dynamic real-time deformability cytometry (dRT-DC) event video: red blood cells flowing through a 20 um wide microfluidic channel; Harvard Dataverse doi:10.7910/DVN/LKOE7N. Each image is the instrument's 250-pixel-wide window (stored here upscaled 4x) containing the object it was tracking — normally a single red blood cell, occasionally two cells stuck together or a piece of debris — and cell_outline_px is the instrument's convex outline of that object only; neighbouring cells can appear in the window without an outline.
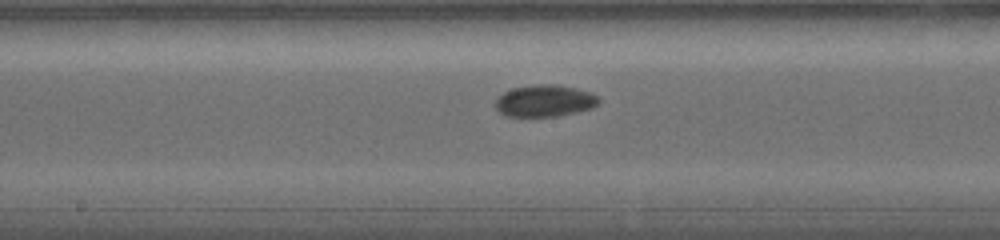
{"species": "common noctule bat (a hibernating species)", "species_latin": "Nyctalus noctula", "temperature_condition": "warm", "stored_images_in_passage": 16, "camera_frame_rate_fps": 5000, "um_per_image_px": 0.085, "animal": {"sex": "female", "body_mass_g": 19.0, "forearm_length_mm": 56.7}, "frame": {"image": 1, "passage_image": 12, "time_ms": 7.2, "image_size_px": [1000, 240], "cell_outline_px": [[600, 104], [592, 108], [576, 112], [556, 116], [504, 116], [496, 108], [496, 100], [504, 92], [512, 88], [540, 84], [556, 84], [592, 92], [600, 100]], "centroid_in_image_um": [46.33, 8.57], "position_along_channel_um": 201.9, "area_um2": 19.07}}
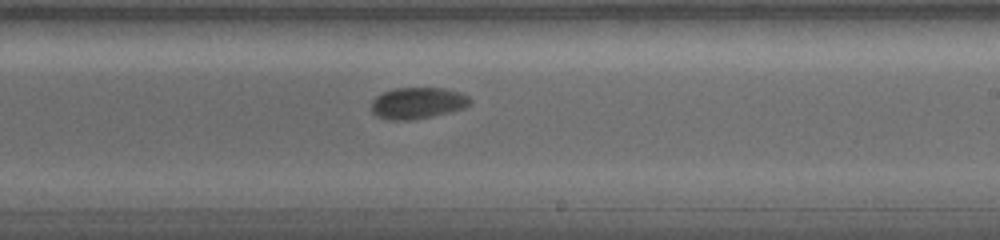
{"frame": {"image": 2, "passage_image": 14, "time_ms": 8.6, "image_size_px": [1000, 240], "cell_outline_px": [[472, 104], [464, 108], [432, 116], [412, 120], [388, 120], [376, 116], [372, 112], [372, 100], [376, 96], [392, 88], [444, 88], [460, 92], [468, 96], [472, 100]], "centroid_in_image_um": [35.5, 8.76], "position_along_channel_um": 253.5, "area_um2": 18.21}}
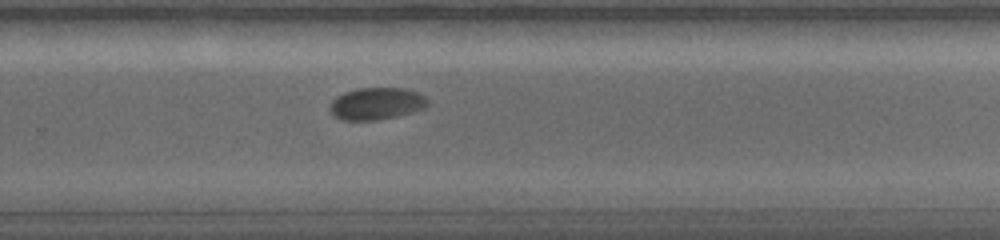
{"frame": {"image": 3, "passage_image": 16, "time_ms": 9.8, "image_size_px": [1000, 240], "cell_outline_px": [[428, 104], [424, 108], [412, 112], [396, 116], [376, 120], [340, 120], [332, 116], [328, 108], [332, 100], [336, 96], [344, 92], [356, 88], [404, 88], [420, 92], [428, 100]], "centroid_in_image_um": [31.96, 8.8], "position_along_channel_um": 297.8, "area_um2": 18.55}}